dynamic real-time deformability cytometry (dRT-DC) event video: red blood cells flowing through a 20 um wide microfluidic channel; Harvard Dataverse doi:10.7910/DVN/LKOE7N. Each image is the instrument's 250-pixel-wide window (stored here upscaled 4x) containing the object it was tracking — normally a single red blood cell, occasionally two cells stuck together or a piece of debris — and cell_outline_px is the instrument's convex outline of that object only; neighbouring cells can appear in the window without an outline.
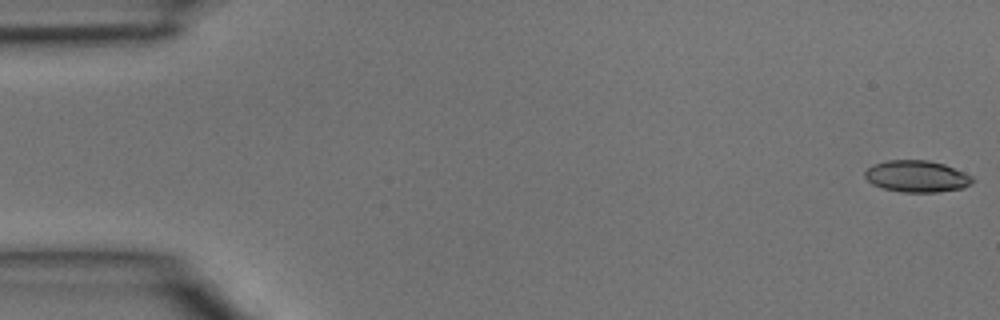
{"species": "common noctule bat (a hibernating species)", "species_latin": "Nyctalus noctula", "temperature_condition": "room temperature", "stored_images_in_passage": 4, "camera_frame_rate_fps": 3000, "um_per_image_px": 0.085, "animal": {"sex": "male", "body_mass_g": 15.6}, "frame": {"image": 1, "passage_image": 1, "time_ms": 0.0, "image_size_px": [1000, 320], "cell_outline_px": [[976, 180], [972, 184], [964, 188], [940, 192], [904, 192], [884, 188], [872, 184], [864, 176], [864, 172], [872, 164], [888, 160], [928, 160], [944, 164], [964, 172], [972, 176]], "centroid_in_image_um": [77.96, 14.99], "position_along_channel_um": 7.0, "area_um2": 20.0}}
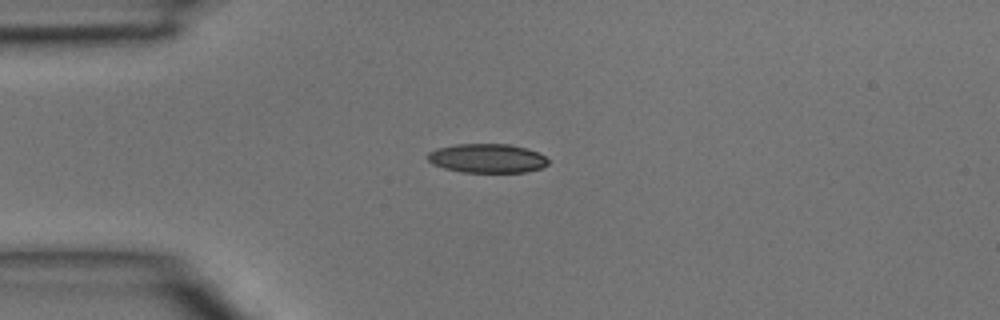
{"frame": {"image": 2, "passage_image": 3, "time_ms": 0.667, "image_size_px": [1000, 320], "cell_outline_px": [[548, 164], [540, 168], [524, 172], [464, 172], [444, 168], [432, 164], [428, 160], [428, 152], [436, 148], [456, 144], [508, 144], [528, 148], [544, 156], [548, 160]], "centroid_in_image_um": [41.39, 13.45], "position_along_channel_um": 43.6, "area_um2": 20.35}}